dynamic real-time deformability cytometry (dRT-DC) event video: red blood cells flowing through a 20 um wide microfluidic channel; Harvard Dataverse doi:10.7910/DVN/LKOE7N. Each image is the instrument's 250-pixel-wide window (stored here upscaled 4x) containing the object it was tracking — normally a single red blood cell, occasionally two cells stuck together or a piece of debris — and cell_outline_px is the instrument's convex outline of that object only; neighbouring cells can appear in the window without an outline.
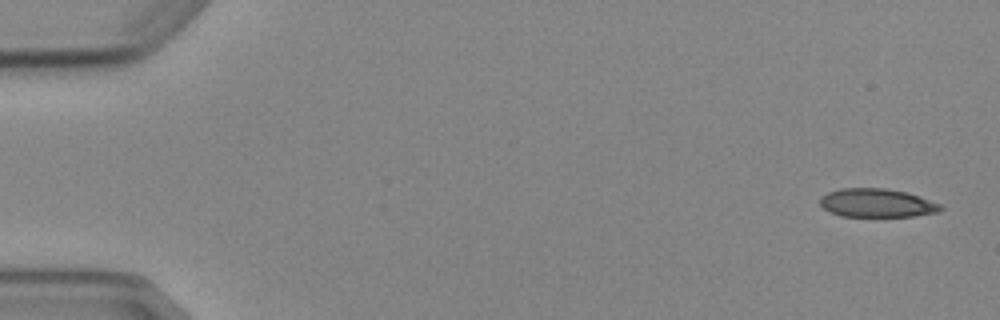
{"species": "Egyptian fruit bat (a non-hibernating species)", "species_latin": "Rousettus aegyptiacus", "temperature_condition": "cold", "stored_images_in_passage": 5, "camera_frame_rate_fps": 3000, "um_per_image_px": 0.085, "animal": {"sex": "female"}, "frame": {"image": 1, "passage_image": 1, "time_ms": 0.0, "image_size_px": [1000, 320], "cell_outline_px": [[944, 208], [940, 212], [912, 216], [840, 216], [828, 212], [820, 204], [820, 196], [828, 192], [840, 188], [884, 188], [908, 192], [944, 204]], "centroid_in_image_um": [74.57, 17.25], "position_along_channel_um": 10.4, "area_um2": 20.4}}
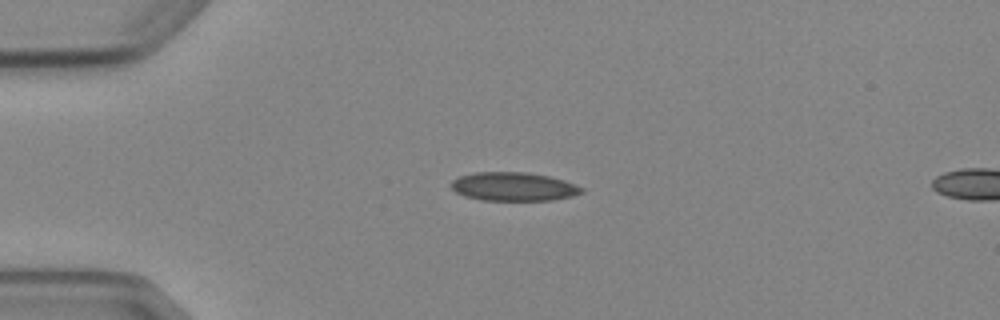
{"frame": {"image": 2, "passage_image": 4, "time_ms": 3.667, "image_size_px": [1000, 320], "cell_outline_px": [[584, 192], [572, 196], [552, 200], [480, 200], [464, 196], [456, 192], [452, 188], [452, 180], [460, 176], [476, 172], [528, 172], [548, 176], [564, 180], [576, 184], [584, 188]], "centroid_in_image_um": [43.68, 15.86], "position_along_channel_um": 41.3, "area_um2": 21.79}}